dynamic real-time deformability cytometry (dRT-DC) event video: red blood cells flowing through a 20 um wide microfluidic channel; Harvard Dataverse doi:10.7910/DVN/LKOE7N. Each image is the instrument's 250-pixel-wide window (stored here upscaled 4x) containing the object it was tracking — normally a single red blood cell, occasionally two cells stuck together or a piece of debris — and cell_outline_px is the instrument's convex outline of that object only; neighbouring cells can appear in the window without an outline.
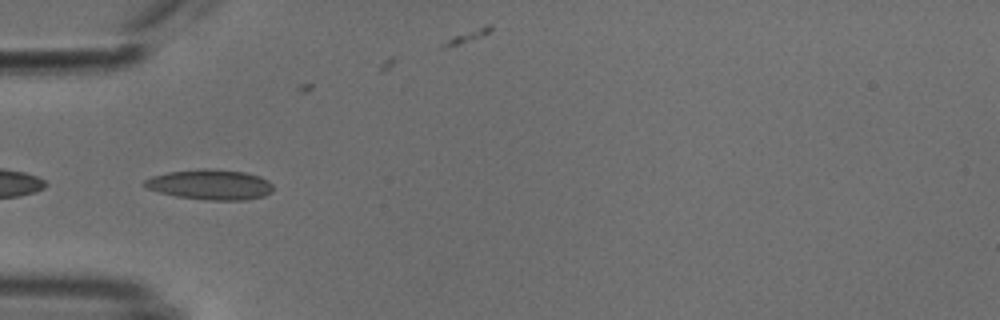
{"species": "common noctule bat (a hibernating species)", "species_latin": "Nyctalus noctula", "temperature_condition": "cold", "stored_images_in_passage": 33, "camera_frame_rate_fps": 3000, "um_per_image_px": 0.085, "animal": {"sex": "male", "body_mass_g": 18.8}, "frame": {"image": 1, "passage_image": 17, "time_ms": 5.333, "image_size_px": [1000, 320], "cell_outline_px": [[272, 192], [264, 196], [244, 200], [208, 200], [176, 196], [160, 192], [148, 188], [144, 184], [144, 180], [152, 176], [168, 172], [204, 168], [208, 168], [244, 172], [260, 176], [268, 180], [272, 184]], "centroid_in_image_um": [17.9, 15.68], "position_along_channel_um": 67.1, "area_um2": 22.54}}